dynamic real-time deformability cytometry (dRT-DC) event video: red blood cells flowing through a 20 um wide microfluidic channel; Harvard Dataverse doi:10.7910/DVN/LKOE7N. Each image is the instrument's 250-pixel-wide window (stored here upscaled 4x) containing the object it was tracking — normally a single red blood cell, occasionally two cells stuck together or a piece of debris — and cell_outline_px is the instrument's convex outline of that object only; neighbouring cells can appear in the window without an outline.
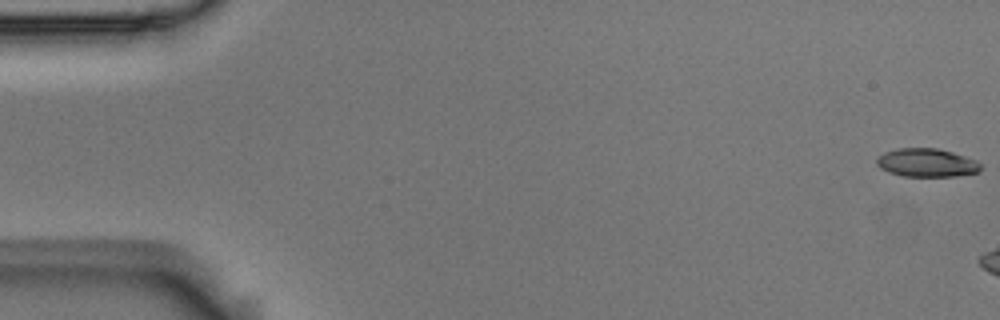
{"species": "Egyptian fruit bat (a non-hibernating species)", "species_latin": "Rousettus aegyptiacus", "temperature_condition": "room temperature", "stored_images_in_passage": 7, "camera_frame_rate_fps": 3000, "um_per_image_px": 0.085, "animal": {"sex": "male"}, "frame": {"image": 1, "passage_image": 1, "time_ms": 0.0, "image_size_px": [1000, 320], "cell_outline_px": [[980, 172], [956, 176], [904, 176], [888, 172], [880, 168], [876, 164], [876, 160], [884, 152], [896, 148], [936, 148], [952, 152], [976, 160], [980, 164]], "centroid_in_image_um": [78.76, 13.83], "position_along_channel_um": 6.2, "area_um2": 17.17}}
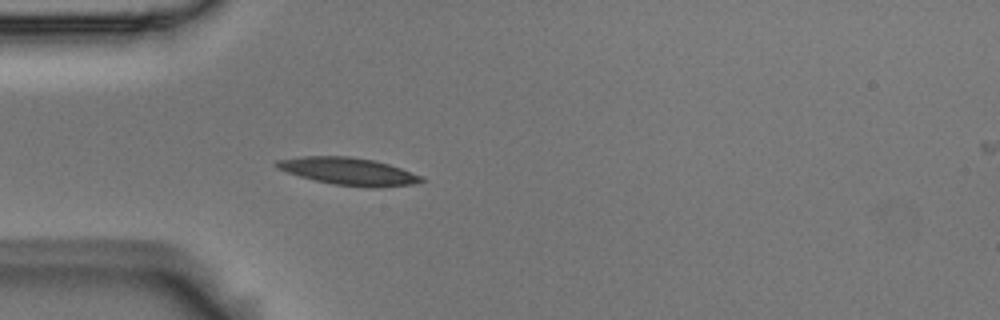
{"frame": {"image": 2, "passage_image": 6, "time_ms": 1.667, "image_size_px": [1000, 320], "cell_outline_px": [[424, 180], [412, 184], [384, 188], [368, 188], [332, 184], [300, 176], [276, 168], [272, 164], [276, 160], [304, 156], [348, 156], [372, 160], [388, 164], [424, 176]], "centroid_in_image_um": [29.63, 14.57], "position_along_channel_um": 55.4, "area_um2": 23.18}}